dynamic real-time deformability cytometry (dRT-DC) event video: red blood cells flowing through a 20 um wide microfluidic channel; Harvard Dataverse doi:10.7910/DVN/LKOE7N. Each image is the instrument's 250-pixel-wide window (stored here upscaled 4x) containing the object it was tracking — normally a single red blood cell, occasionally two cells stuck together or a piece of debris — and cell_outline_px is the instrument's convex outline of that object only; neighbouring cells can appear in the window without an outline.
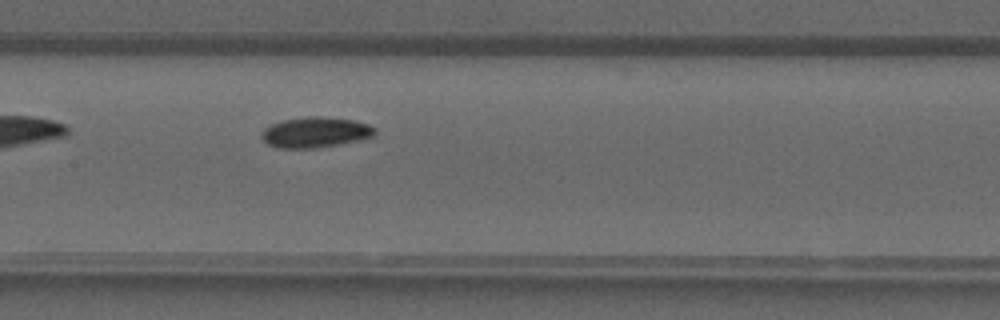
{"species": "common noctule bat (a hibernating species)", "species_latin": "Nyctalus noctula", "temperature_condition": "warm", "stored_images_in_passage": 19, "camera_frame_rate_fps": 3000, "um_per_image_px": 0.085, "animal": {"sex": "male", "forearm_length_mm": 52.5}, "frame": {"image": 1, "passage_image": 8, "time_ms": 2.333, "image_size_px": [1000, 320], "cell_outline_px": [[376, 136], [316, 148], [276, 148], [268, 144], [260, 136], [260, 132], [264, 128], [272, 124], [284, 120], [308, 116], [320, 116], [356, 120], [368, 124], [376, 128]], "centroid_in_image_um": [26.8, 11.24], "position_along_channel_um": 180.6, "area_um2": 20.17}}
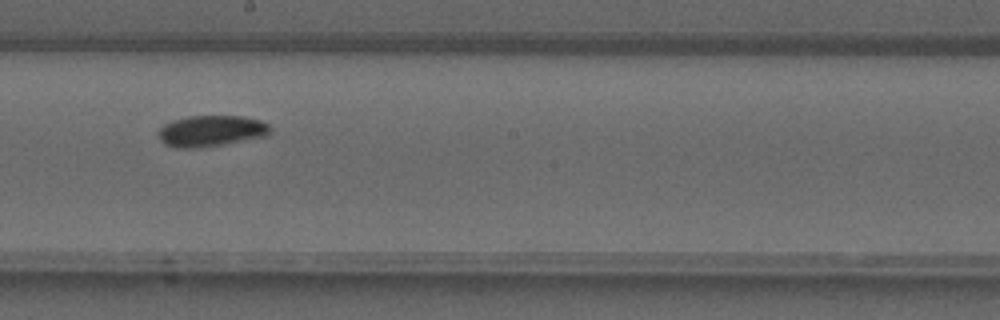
{"frame": {"image": 2, "passage_image": 11, "time_ms": 3.333, "image_size_px": [1000, 320], "cell_outline_px": [[272, 132], [268, 136], [200, 148], [176, 148], [164, 144], [156, 136], [156, 132], [164, 124], [172, 120], [188, 116], [244, 116], [260, 120], [268, 124], [272, 128]], "centroid_in_image_um": [17.93, 11.13], "position_along_channel_um": 230.3, "area_um2": 20.69}}